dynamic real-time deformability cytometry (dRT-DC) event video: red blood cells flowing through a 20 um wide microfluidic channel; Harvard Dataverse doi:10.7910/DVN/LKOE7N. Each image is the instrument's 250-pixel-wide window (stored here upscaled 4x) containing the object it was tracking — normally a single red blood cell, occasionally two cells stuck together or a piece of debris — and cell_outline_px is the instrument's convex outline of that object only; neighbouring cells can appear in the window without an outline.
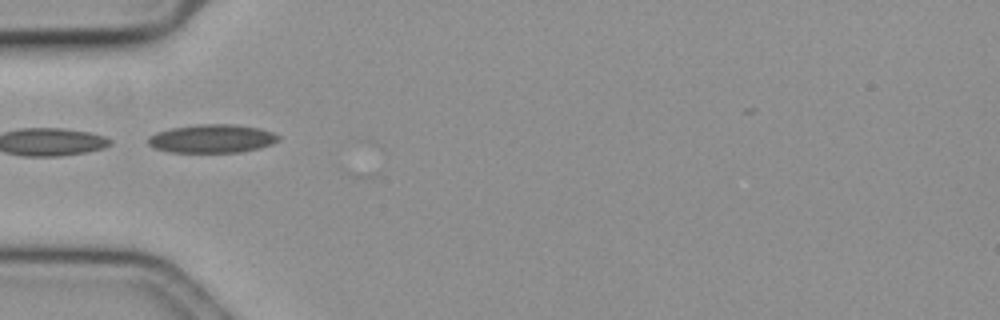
{"species": "common noctule bat (a hibernating species)", "species_latin": "Nyctalus noctula", "temperature_condition": "cold", "stored_images_in_passage": 3, "camera_frame_rate_fps": 3000, "um_per_image_px": 0.085, "animal": {"sex": "female", "body_mass_g": 19.3, "forearm_length_mm": 54.1}, "frame": {"image": 1, "passage_image": 2, "time_ms": 0.333, "image_size_px": [1000, 320], "cell_outline_px": [[280, 140], [272, 144], [260, 148], [240, 152], [168, 152], [152, 148], [148, 144], [148, 136], [156, 132], [172, 128], [196, 124], [232, 124], [260, 128], [272, 132], [280, 136]], "centroid_in_image_um": [18.01, 11.78], "position_along_channel_um": 67.0, "area_um2": 21.79}}